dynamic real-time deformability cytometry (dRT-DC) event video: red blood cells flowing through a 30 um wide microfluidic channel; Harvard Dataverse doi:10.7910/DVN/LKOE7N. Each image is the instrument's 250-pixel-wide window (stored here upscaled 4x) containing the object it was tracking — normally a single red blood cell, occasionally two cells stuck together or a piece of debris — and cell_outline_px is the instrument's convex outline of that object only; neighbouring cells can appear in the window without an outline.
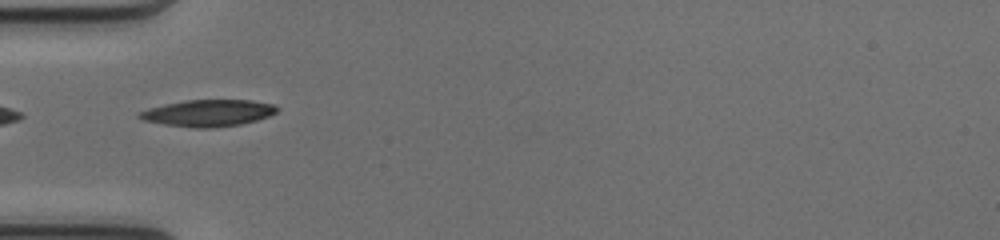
{"species": "common noctule bat (a hibernating species)", "species_latin": "Nyctalus noctula", "temperature_condition": "cold", "stored_images_in_passage": 34, "camera_frame_rate_fps": 3000, "um_per_image_px": 0.085, "animal": {"sex": "female", "body_mass_g": 17.0, "forearm_length_mm": 48.0}, "frame": {"image": 1, "passage_image": 1, "time_ms": 0.0, "image_size_px": [1000, 240], "cell_outline_px": [[280, 108], [276, 112], [268, 116], [256, 120], [240, 124], [212, 128], [192, 128], [164, 124], [144, 120], [136, 116], [136, 112], [148, 108], [164, 104], [184, 100], [252, 100], [276, 104]], "centroid_in_image_um": [17.68, 9.6], "position_along_channel_um": 67.3, "area_um2": 21.62}}
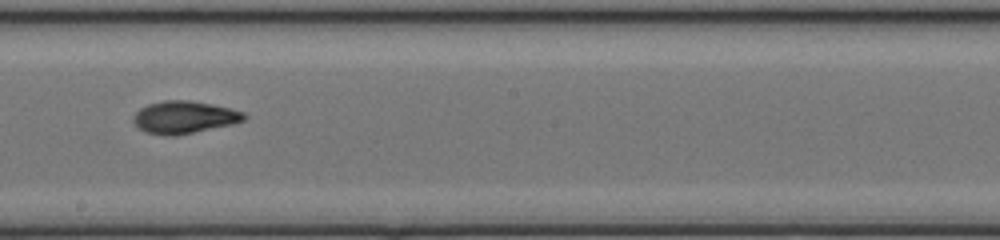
{"frame": {"image": 2, "passage_image": 13, "time_ms": 4.0, "image_size_px": [1000, 240], "cell_outline_px": [[248, 116], [244, 120], [232, 124], [176, 136], [168, 136], [144, 132], [132, 120], [132, 116], [140, 108], [148, 104], [164, 100], [188, 100], [212, 104], [244, 112]], "centroid_in_image_um": [15.64, 9.97], "position_along_channel_um": 232.6, "area_um2": 20.92}}
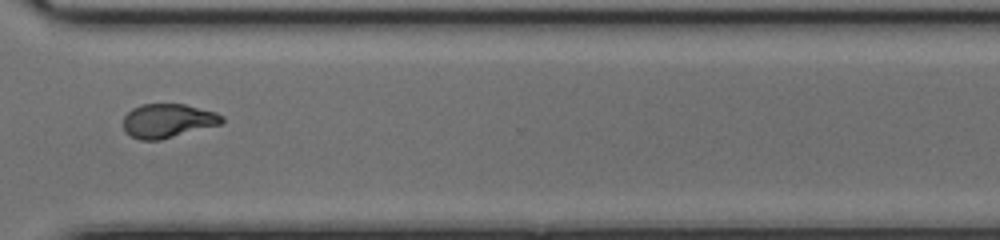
{"frame": {"image": 3, "passage_image": 22, "time_ms": 7.0, "image_size_px": [1000, 240], "cell_outline_px": [[224, 124], [160, 140], [140, 140], [132, 136], [124, 128], [124, 116], [132, 108], [140, 104], [184, 104], [216, 112], [224, 116]], "centroid_in_image_um": [14.32, 10.26], "position_along_channel_um": 356.3, "area_um2": 19.65}, "authors_computed_cell_mechanics": {"area_um2": 20.23, "velocity_mm_per_s": 4.1378, "shape_relaxation_time_tau1_ms": 3.6883, "shape_relaxation_time_tau2_ms": 3.2081, "deformation_change_tau1": 0.1931, "deformation_change_tau2": 0.0943}}